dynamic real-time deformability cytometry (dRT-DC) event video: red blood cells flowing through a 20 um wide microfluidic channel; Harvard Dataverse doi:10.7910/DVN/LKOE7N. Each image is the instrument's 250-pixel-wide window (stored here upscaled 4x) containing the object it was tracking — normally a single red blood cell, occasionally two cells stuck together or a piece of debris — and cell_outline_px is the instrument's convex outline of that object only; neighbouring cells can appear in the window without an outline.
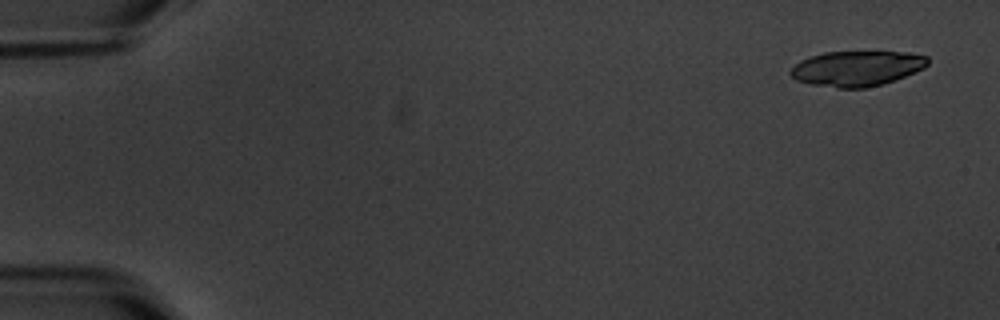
{"species": "common noctule bat (a hibernating species)", "species_latin": "Nyctalus noctula", "temperature_condition": "warm", "stored_images_in_passage": 5, "camera_frame_rate_fps": 3000, "um_per_image_px": 0.085, "animal": {"sex": "male", "body_mass_g": 20.1, "forearm_length_mm": 53.5}, "frame": {"image": 1, "passage_image": 1, "time_ms": 0.0, "image_size_px": [1000, 320], "cell_outline_px": [[928, 64], [924, 68], [904, 76], [880, 84], [864, 88], [836, 88], [812, 84], [796, 80], [788, 72], [800, 60], [824, 52], [908, 52], [928, 56]], "centroid_in_image_um": [72.82, 5.81], "position_along_channel_um": 12.2, "area_um2": 27.92}}